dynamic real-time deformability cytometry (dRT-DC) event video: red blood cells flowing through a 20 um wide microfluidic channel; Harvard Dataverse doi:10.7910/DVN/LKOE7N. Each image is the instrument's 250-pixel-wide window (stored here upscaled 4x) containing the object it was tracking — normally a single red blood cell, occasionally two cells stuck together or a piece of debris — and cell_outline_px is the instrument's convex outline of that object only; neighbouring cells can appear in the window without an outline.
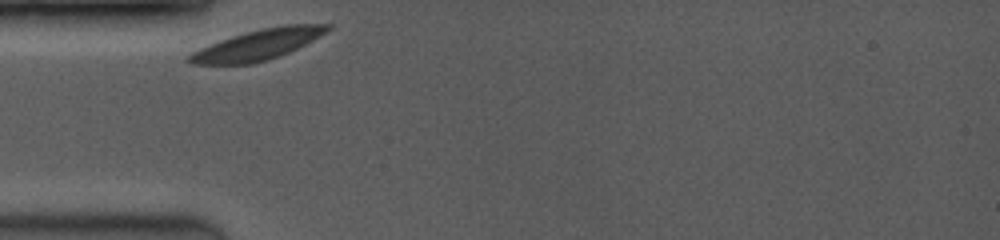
{"species": "common noctule bat (a hibernating species)", "species_latin": "Nyctalus noctula", "temperature_condition": "room temperature", "stored_images_in_passage": 17, "camera_frame_rate_fps": 3500, "um_per_image_px": 0.085, "animal": {"sex": "female", "body_mass_g": 19.0, "forearm_length_mm": 53.3}, "frame": {"image": 1, "passage_image": 1, "time_ms": 0.0, "image_size_px": [1000, 240], "cell_outline_px": [[332, 28], [312, 40], [280, 56], [268, 60], [252, 64], [192, 64], [184, 60], [192, 52], [200, 48], [220, 40], [232, 36], [280, 24], [332, 24]], "centroid_in_image_um": [21.9, 3.8], "position_along_channel_um": 63.1, "area_um2": 24.33}}
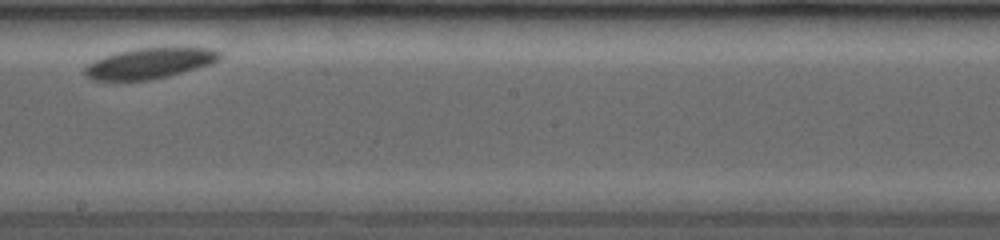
{"frame": {"image": 2, "passage_image": 9, "time_ms": 4.857, "image_size_px": [1000, 240], "cell_outline_px": [[220, 60], [212, 64], [168, 76], [148, 80], [92, 80], [84, 76], [84, 68], [88, 64], [104, 56], [116, 52], [140, 48], [216, 48], [220, 52]], "centroid_in_image_um": [12.72, 5.38], "position_along_channel_um": 235.5, "area_um2": 23.99}}
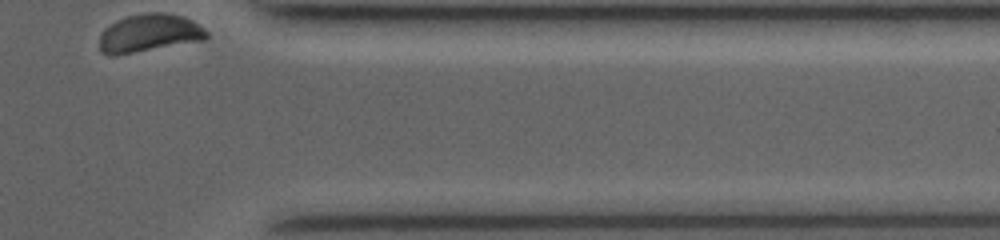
{"frame": {"image": 3, "passage_image": 17, "time_ms": 9.429, "image_size_px": [1000, 240], "cell_outline_px": [[208, 36], [204, 40], [112, 56], [100, 52], [100, 36], [104, 28], [116, 20], [124, 16], [148, 12], [164, 12], [184, 16], [192, 20], [204, 28], [208, 32]], "centroid_in_image_um": [12.67, 2.8], "position_along_channel_um": 398.7, "area_um2": 23.81}}